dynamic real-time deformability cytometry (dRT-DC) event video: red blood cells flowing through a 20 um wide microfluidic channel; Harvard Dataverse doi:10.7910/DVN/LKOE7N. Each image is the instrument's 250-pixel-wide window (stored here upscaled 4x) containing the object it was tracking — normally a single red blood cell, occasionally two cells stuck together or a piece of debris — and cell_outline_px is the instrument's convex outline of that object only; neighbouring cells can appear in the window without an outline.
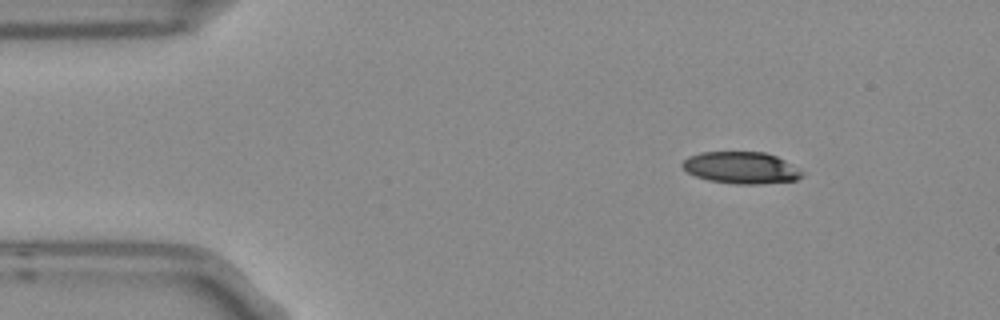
{"species": "Egyptian fruit bat (a non-hibernating species)", "species_latin": "Rousettus aegyptiacus", "temperature_condition": "room temperature", "stored_images_in_passage": 3, "camera_frame_rate_fps": 3000, "um_per_image_px": 0.085, "frame": {"image": 1, "passage_image": 1, "time_ms": 0.0, "image_size_px": [1000, 320], "cell_outline_px": [[804, 176], [796, 180], [760, 184], [736, 184], [708, 180], [696, 176], [688, 172], [680, 164], [688, 156], [700, 152], [764, 152], [776, 156], [784, 160], [804, 172]], "centroid_in_image_um": [63.0, 14.26], "position_along_channel_um": 22.0, "area_um2": 22.2}}